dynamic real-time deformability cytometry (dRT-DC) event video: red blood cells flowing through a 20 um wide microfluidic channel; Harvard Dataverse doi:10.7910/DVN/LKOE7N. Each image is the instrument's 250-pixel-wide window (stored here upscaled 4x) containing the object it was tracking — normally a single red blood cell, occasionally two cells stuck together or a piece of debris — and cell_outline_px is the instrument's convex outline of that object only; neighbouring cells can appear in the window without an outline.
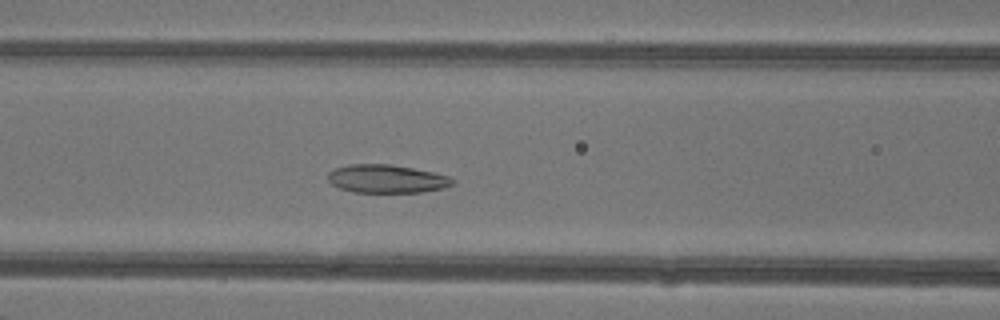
{"species": "common noctule bat (a hibernating species)", "species_latin": "Nyctalus noctula", "temperature_condition": "warm", "stored_images_in_passage": 43, "camera_frame_rate_fps": 3000, "um_per_image_px": 0.085, "animal": {"sex": "female"}, "frame": {"image": 1, "passage_image": 16, "time_ms": 5.0, "image_size_px": [1000, 320], "cell_outline_px": [[456, 180], [452, 184], [444, 188], [424, 192], [352, 192], [340, 188], [332, 184], [328, 180], [328, 172], [336, 168], [348, 164], [388, 164], [412, 168], [432, 172], [448, 176]], "centroid_in_image_um": [32.86, 15.2], "position_along_channel_um": 133.7, "area_um2": 20.46}}
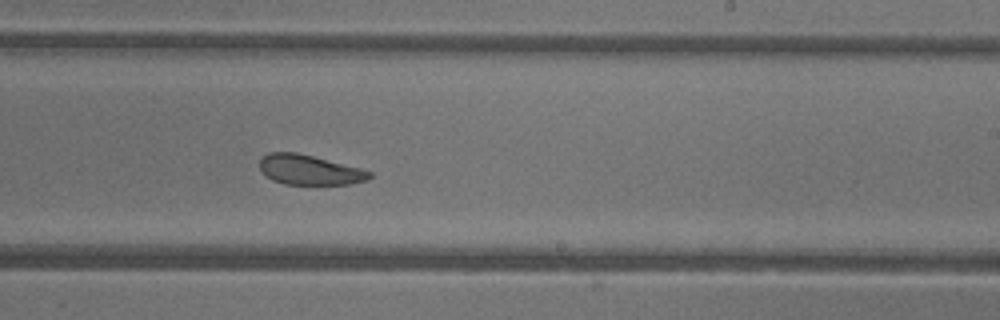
{"frame": {"image": 2, "passage_image": 25, "time_ms": 8.0, "image_size_px": [1000, 320], "cell_outline_px": [[372, 176], [368, 180], [352, 184], [284, 184], [272, 180], [264, 176], [260, 168], [260, 160], [268, 152], [296, 152], [360, 168], [372, 172]], "centroid_in_image_um": [26.29, 14.45], "position_along_channel_um": 262.7, "area_um2": 19.13}}
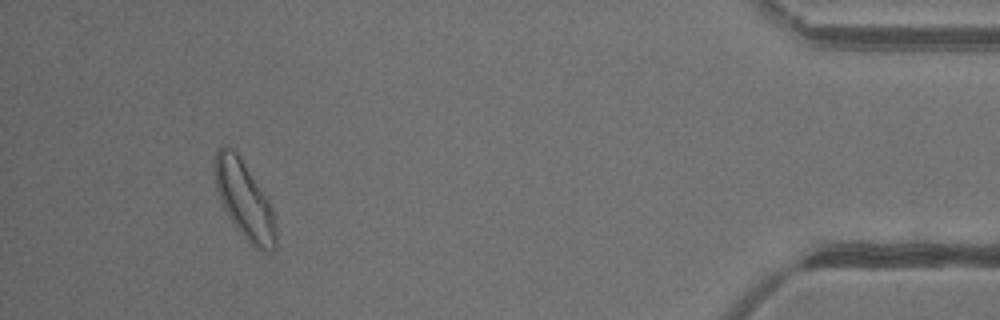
{"frame": {"image": 3, "passage_image": 40, "time_ms": 13.0, "image_size_px": [1000, 320], "cell_outline_px": [[276, 248], [268, 252], [264, 252], [256, 248], [236, 228], [224, 208], [216, 188], [216, 152], [220, 148], [232, 148], [236, 152], [268, 200], [272, 208], [276, 228]], "centroid_in_image_um": [20.81, 17.07], "position_along_channel_um": 414.4, "area_um2": 26.53}, "authors_computed_cell_mechanics": {"area_um2": 22.253, "velocity_mm_per_s": 4.3084, "shape_relaxation_time_tau1_ms": 8.4213, "shape_relaxation_time_tau2_ms": 2.3498, "deformation_change_tau1": 0.1698, "deformation_change_tau2": 0.0957}}